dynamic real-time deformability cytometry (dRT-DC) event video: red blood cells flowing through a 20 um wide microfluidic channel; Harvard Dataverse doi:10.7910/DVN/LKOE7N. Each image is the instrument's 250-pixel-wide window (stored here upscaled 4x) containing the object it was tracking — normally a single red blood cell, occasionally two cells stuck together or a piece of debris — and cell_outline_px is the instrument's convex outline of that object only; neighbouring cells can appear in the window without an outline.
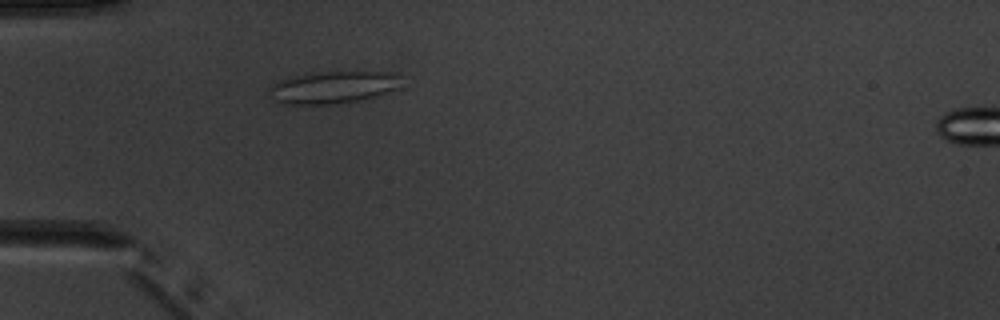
{"species": "common noctule bat (a hibernating species)", "species_latin": "Nyctalus noctula", "temperature_condition": "warm", "stored_images_in_passage": 5, "camera_frame_rate_fps": 3000, "um_per_image_px": 0.085, "animal": {"sex": "male", "body_mass_g": 20.1, "forearm_length_mm": 53.5}, "frame": {"image": 1, "passage_image": 4, "time_ms": 3.333, "image_size_px": [1000, 320], "cell_outline_px": [[400, 76], [396, 88], [376, 96], [336, 104], [284, 104], [276, 100], [268, 92], [268, 88], [272, 84], [280, 80], [292, 76], [308, 72], [376, 72]], "centroid_in_image_um": [28.19, 7.42], "position_along_channel_um": 56.8, "area_um2": 24.33}}